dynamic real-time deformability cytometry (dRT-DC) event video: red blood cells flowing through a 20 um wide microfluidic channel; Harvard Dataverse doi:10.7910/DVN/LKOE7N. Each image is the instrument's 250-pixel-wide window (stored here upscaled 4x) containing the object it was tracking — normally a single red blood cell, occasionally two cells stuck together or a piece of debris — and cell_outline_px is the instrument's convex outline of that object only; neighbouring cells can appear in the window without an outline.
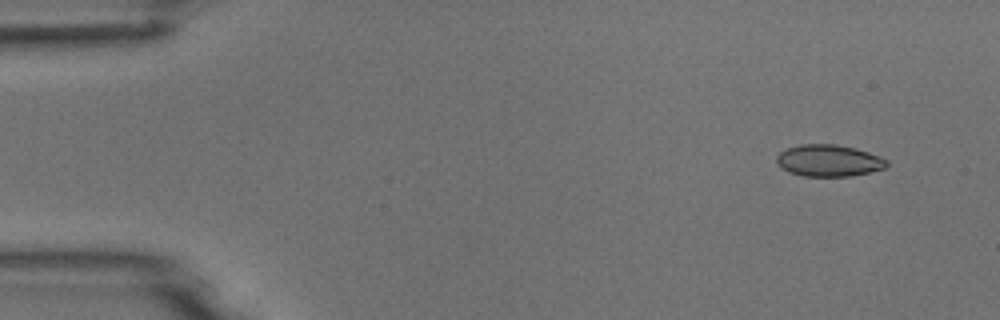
{"species": "common noctule bat (a hibernating species)", "species_latin": "Nyctalus noctula", "temperature_condition": "room temperature", "stored_images_in_passage": 5, "camera_frame_rate_fps": 3000, "um_per_image_px": 0.085, "animal": {"sex": "male", "body_mass_g": 18.8}, "frame": {"image": 1, "passage_image": 1, "time_ms": 0.0, "image_size_px": [1000, 320], "cell_outline_px": [[888, 164], [884, 168], [852, 176], [804, 176], [788, 172], [776, 160], [776, 156], [780, 152], [788, 148], [800, 144], [836, 144], [856, 148], [868, 152], [888, 160]], "centroid_in_image_um": [70.45, 13.64], "position_along_channel_um": 14.5, "area_um2": 20.23}}
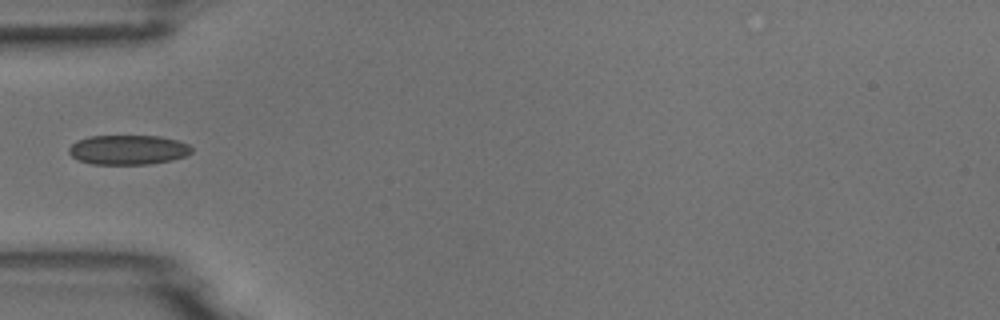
{"frame": {"image": 2, "passage_image": 4, "time_ms": 4.333, "image_size_px": [1000, 320], "cell_outline_px": [[192, 152], [184, 156], [172, 160], [148, 164], [92, 164], [80, 160], [72, 156], [68, 152], [68, 148], [76, 140], [88, 136], [160, 136], [176, 140], [188, 144], [192, 148]], "centroid_in_image_um": [10.87, 12.73], "position_along_channel_um": 74.1, "area_um2": 21.15}}